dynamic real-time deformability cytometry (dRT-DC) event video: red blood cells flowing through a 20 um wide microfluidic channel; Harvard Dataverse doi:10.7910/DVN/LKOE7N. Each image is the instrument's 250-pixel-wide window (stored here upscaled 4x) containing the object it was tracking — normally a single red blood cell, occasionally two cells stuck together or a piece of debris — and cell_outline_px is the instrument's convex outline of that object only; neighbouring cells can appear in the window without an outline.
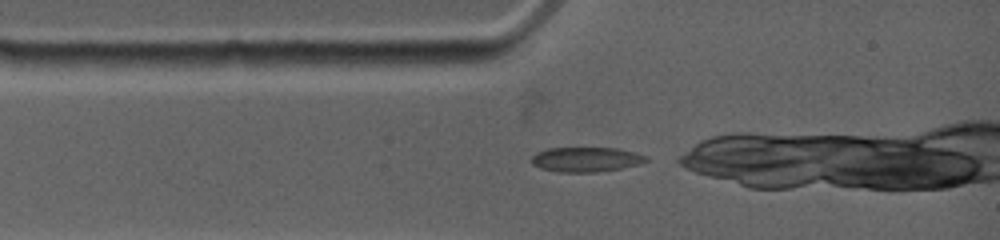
{"species": "common noctule bat (a hibernating species)", "species_latin": "Nyctalus noctula", "temperature_condition": "warm", "stored_images_in_passage": 25, "camera_frame_rate_fps": 4500, "um_per_image_px": 0.085, "animal": {"sex": "female", "body_mass_g": 19.0, "forearm_length_mm": 53.3}, "frame": {"image": 1, "passage_image": 1, "time_ms": 0.0, "image_size_px": [1000, 240], "cell_outline_px": [[648, 160], [640, 164], [620, 168], [596, 172], [560, 172], [540, 168], [532, 164], [532, 156], [536, 152], [548, 148], [616, 148], [636, 152], [648, 156]], "centroid_in_image_um": [49.82, 13.55], "position_along_channel_um": 35.2, "area_um2": 16.53}}
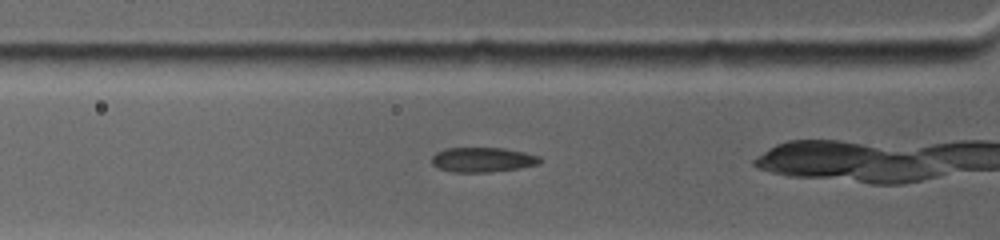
{"frame": {"image": 2, "passage_image": 4, "time_ms": 1.333, "image_size_px": [1000, 240], "cell_outline_px": [[544, 160], [540, 164], [516, 168], [488, 172], [452, 172], [436, 168], [432, 164], [432, 156], [436, 152], [444, 148], [504, 148], [524, 152], [540, 156]], "centroid_in_image_um": [41.01, 13.57], "position_along_channel_um": 84.8, "area_um2": 15.72}}
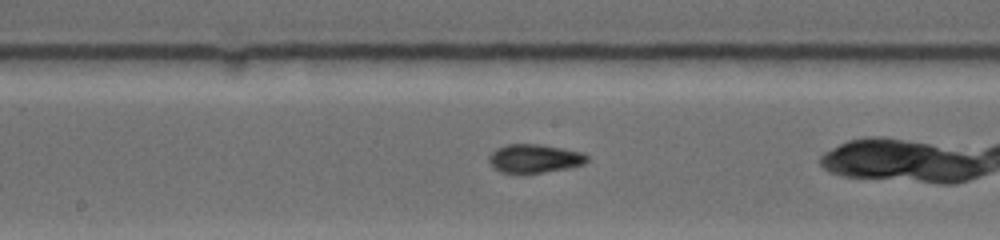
{"frame": {"image": 3, "passage_image": 11, "time_ms": 4.444, "image_size_px": [1000, 240], "cell_outline_px": [[588, 160], [584, 164], [568, 168], [520, 176], [516, 176], [500, 172], [492, 168], [488, 160], [488, 156], [496, 148], [508, 144], [540, 144], [564, 148], [584, 152], [588, 156]], "centroid_in_image_um": [45.39, 13.51], "position_along_channel_um": 202.8, "area_um2": 17.11}}